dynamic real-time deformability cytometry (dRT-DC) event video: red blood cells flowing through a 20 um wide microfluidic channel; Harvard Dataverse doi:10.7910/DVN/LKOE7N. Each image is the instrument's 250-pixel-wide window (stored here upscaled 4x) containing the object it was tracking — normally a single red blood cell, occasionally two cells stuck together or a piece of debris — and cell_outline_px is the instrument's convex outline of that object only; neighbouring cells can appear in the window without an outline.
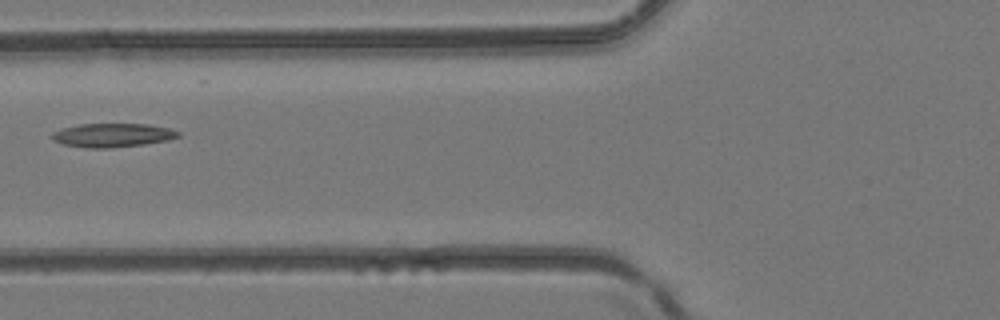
{"species": "common noctule bat (a hibernating species)", "species_latin": "Nyctalus noctula", "temperature_condition": "room temperature", "stored_images_in_passage": 5, "camera_frame_rate_fps": 3000, "um_per_image_px": 0.085, "animal": {"sex": "female", "body_mass_g": 24.6, "forearm_length_mm": 56.2}, "frame": {"image": 1, "passage_image": 5, "time_ms": 1.333, "image_size_px": [1000, 320], "cell_outline_px": [[180, 136], [168, 140], [144, 144], [112, 148], [84, 148], [64, 144], [52, 140], [52, 132], [64, 128], [80, 124], [148, 124], [168, 128], [180, 132]], "centroid_in_image_um": [9.57, 11.5], "position_along_channel_um": 116.2, "area_um2": 17.46}}